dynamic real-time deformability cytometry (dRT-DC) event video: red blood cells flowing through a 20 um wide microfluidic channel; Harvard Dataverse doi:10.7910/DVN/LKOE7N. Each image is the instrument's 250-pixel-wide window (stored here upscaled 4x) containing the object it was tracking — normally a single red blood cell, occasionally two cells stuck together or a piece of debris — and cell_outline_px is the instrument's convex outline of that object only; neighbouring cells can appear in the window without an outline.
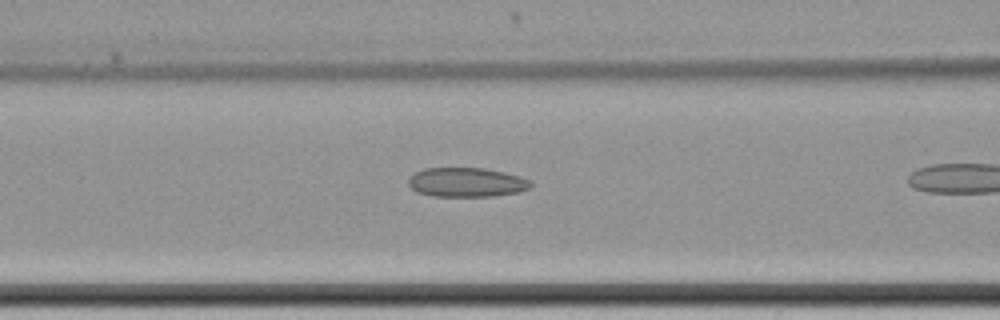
{"species": "common noctule bat (a hibernating species)", "species_latin": "Nyctalus noctula", "temperature_condition": "cold", "stored_images_in_passage": 7, "camera_frame_rate_fps": 3000, "um_per_image_px": 0.085, "animal": {"sex": "female", "body_mass_g": 22.7, "forearm_length_mm": 54.2}, "frame": {"image": 1, "passage_image": 3, "time_ms": 0.667, "image_size_px": [1000, 320], "cell_outline_px": [[532, 188], [520, 192], [492, 196], [432, 196], [416, 192], [408, 184], [408, 176], [424, 168], [484, 168], [504, 172], [520, 176], [532, 180]], "centroid_in_image_um": [39.68, 15.49], "position_along_channel_um": 126.9, "area_um2": 21.15}}
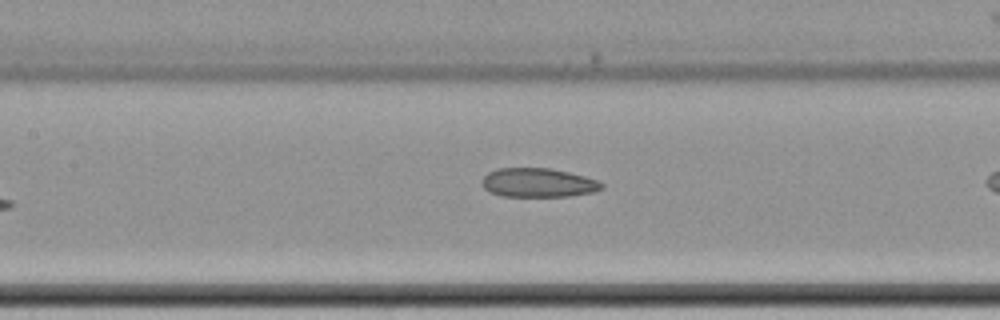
{"frame": {"image": 2, "passage_image": 6, "time_ms": 1.667, "image_size_px": [1000, 320], "cell_outline_px": [[604, 188], [596, 192], [568, 196], [500, 196], [484, 188], [480, 180], [488, 172], [496, 168], [552, 168], [584, 176], [596, 180], [604, 184]], "centroid_in_image_um": [45.74, 15.52], "position_along_channel_um": 161.7, "area_um2": 20.35}}